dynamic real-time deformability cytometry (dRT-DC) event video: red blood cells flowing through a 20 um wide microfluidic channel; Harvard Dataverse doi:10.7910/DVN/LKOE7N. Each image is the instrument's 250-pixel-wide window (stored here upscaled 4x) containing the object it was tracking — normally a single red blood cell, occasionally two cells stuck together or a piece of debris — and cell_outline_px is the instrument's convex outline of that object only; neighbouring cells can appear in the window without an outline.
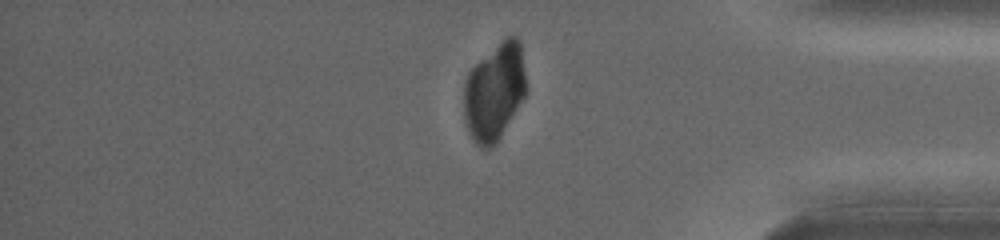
{"species": "common noctule bat (a hibernating species)", "species_latin": "Nyctalus noctula", "temperature_condition": "warm", "stored_images_in_passage": 54, "camera_frame_rate_fps": 5000, "um_per_image_px": 0.085, "animal": {"sex": "female", "body_mass_g": 19.0, "forearm_length_mm": 53.3}, "frame": {"image": 1, "passage_image": 54, "time_ms": 8.4, "image_size_px": [1000, 240], "cell_outline_px": [[524, 96], [496, 144], [488, 148], [480, 148], [476, 144], [468, 132], [464, 120], [464, 84], [468, 72], [480, 60], [508, 36], [516, 36], [520, 40], [524, 72]], "centroid_in_image_um": [41.99, 7.84], "position_along_channel_um": 393.2, "area_um2": 34.62}}